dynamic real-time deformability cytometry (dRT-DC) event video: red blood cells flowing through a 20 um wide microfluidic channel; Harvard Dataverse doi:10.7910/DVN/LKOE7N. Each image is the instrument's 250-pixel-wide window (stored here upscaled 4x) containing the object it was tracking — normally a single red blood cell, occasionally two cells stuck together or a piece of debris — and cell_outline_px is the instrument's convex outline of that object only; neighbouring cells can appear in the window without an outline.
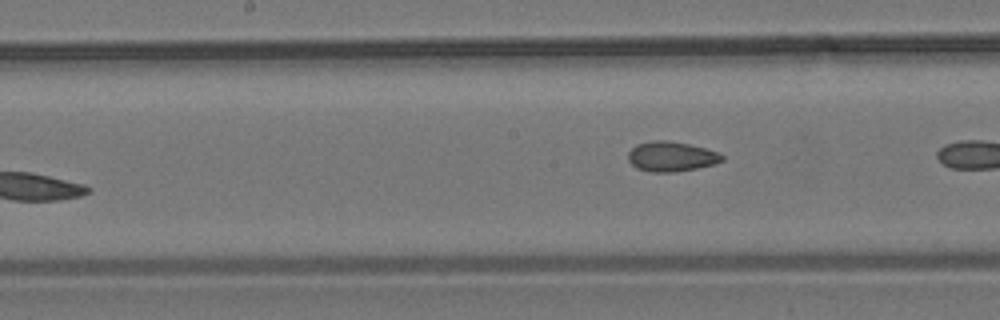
{"species": "common noctule bat (a hibernating species)", "species_latin": "Nyctalus noctula", "temperature_condition": "room temperature", "stored_images_in_passage": 7, "camera_frame_rate_fps": 3000, "um_per_image_px": 0.085, "animal": {"sex": "male", "body_mass_g": 19.2, "forearm_length_mm": 51.8}, "frame": {"image": 1, "passage_image": 7, "time_ms": 8.667, "image_size_px": [1000, 320], "cell_outline_px": [[724, 160], [712, 164], [696, 168], [672, 172], [652, 172], [636, 168], [628, 160], [628, 152], [636, 144], [652, 140], [668, 140], [688, 144], [704, 148], [716, 152], [724, 156]], "centroid_in_image_um": [57.01, 13.29], "position_along_channel_um": 191.2, "area_um2": 16.24}}